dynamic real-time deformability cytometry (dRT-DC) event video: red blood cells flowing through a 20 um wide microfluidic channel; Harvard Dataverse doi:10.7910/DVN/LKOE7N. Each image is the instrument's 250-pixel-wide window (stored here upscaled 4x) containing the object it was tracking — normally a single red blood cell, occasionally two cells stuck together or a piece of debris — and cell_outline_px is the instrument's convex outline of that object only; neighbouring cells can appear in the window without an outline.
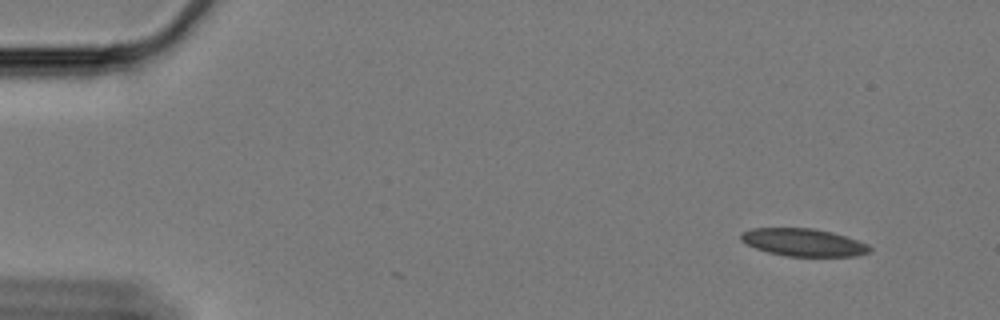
{"species": "Egyptian fruit bat (a non-hibernating species)", "species_latin": "Rousettus aegyptiacus", "temperature_condition": "cold", "stored_images_in_passage": 3, "camera_frame_rate_fps": 3000, "um_per_image_px": 0.085, "animal": {"sex": "female"}, "frame": {"image": 1, "passage_image": 1, "time_ms": 0.0, "image_size_px": [1000, 320], "cell_outline_px": [[872, 248], [868, 252], [856, 256], [788, 256], [768, 252], [756, 248], [740, 240], [740, 232], [752, 228], [812, 228], [832, 232], [868, 244]], "centroid_in_image_um": [68.27, 20.6], "position_along_channel_um": 16.7, "area_um2": 20.58}}